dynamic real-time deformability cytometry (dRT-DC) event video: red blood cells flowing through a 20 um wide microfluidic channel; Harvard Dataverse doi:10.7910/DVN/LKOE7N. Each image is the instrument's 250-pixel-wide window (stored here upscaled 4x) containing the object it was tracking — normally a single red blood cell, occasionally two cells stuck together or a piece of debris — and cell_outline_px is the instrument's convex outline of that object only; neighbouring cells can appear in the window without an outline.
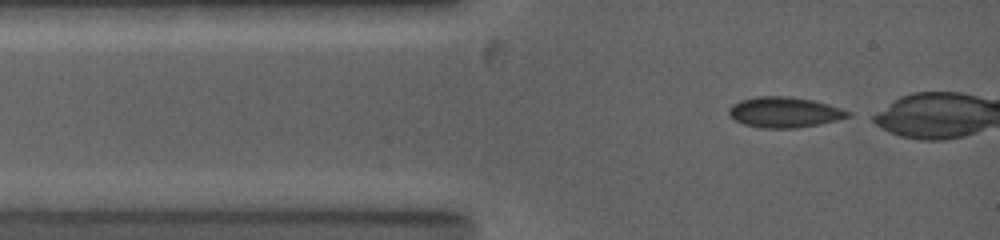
{"species": "common noctule bat (a hibernating species)", "species_latin": "Nyctalus noctula", "temperature_condition": "warm", "stored_images_in_passage": 3, "camera_frame_rate_fps": 5000, "um_per_image_px": 0.085, "animal": {"sex": "female", "body_mass_g": 19.0, "forearm_length_mm": 53.3}, "frame": {"image": 1, "passage_image": 1, "time_ms": 0.0, "image_size_px": [1000, 240], "cell_outline_px": [[852, 116], [820, 124], [796, 128], [760, 128], [744, 124], [728, 116], [728, 108], [732, 104], [740, 100], [756, 96], [788, 96], [812, 100], [828, 104], [852, 112]], "centroid_in_image_um": [66.66, 9.54], "position_along_channel_um": 18.3, "area_um2": 21.33}}